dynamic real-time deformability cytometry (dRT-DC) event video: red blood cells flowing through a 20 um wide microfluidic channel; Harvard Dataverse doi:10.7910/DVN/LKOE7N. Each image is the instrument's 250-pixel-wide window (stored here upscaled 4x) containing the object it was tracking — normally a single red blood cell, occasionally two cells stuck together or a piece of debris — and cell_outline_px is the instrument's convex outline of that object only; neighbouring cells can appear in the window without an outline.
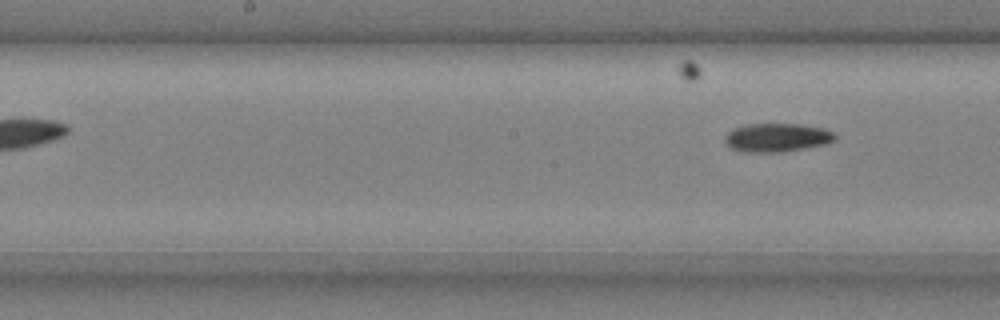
{"species": "common noctule bat (a hibernating species)", "species_latin": "Nyctalus noctula", "temperature_condition": "cold", "stored_images_in_passage": 8, "camera_frame_rate_fps": 3000, "um_per_image_px": 0.085, "animal": {"sex": "male", "body_mass_g": 20.4}, "frame": {"image": 1, "passage_image": 8, "time_ms": 2.333, "image_size_px": [1000, 320], "cell_outline_px": [[836, 140], [828, 144], [780, 152], [740, 152], [732, 148], [724, 140], [724, 136], [732, 128], [748, 124], [800, 124], [824, 128], [832, 132], [836, 136]], "centroid_in_image_um": [66.04, 11.69], "position_along_channel_um": 182.2, "area_um2": 18.44}}